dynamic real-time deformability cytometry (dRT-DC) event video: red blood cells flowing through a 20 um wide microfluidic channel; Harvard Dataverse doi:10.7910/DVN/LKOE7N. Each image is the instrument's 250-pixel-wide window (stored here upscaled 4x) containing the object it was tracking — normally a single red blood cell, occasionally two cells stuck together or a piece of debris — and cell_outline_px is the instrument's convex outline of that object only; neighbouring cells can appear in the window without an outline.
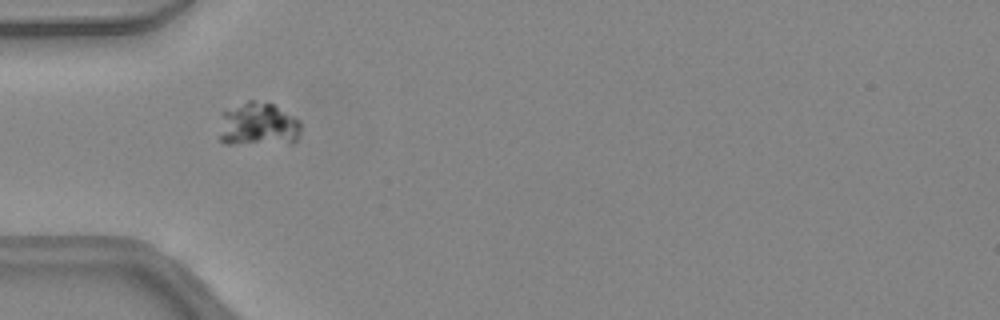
{"species": "common noctule bat (a hibernating species)", "species_latin": "Nyctalus noctula", "temperature_condition": "warm", "stored_images_in_passage": 29, "camera_frame_rate_fps": 3000, "um_per_image_px": 0.085, "animal": {"sex": "female", "body_mass_g": 24.6, "forearm_length_mm": 56.2}, "frame": {"image": 1, "passage_image": 2, "time_ms": 0.333, "image_size_px": [1000, 320], "cell_outline_px": [[300, 136], [292, 144], [224, 144], [220, 140], [220, 112], [248, 100], [268, 100], [300, 120]], "centroid_in_image_um": [21.95, 10.57], "position_along_channel_um": 63.0, "area_um2": 21.62}}
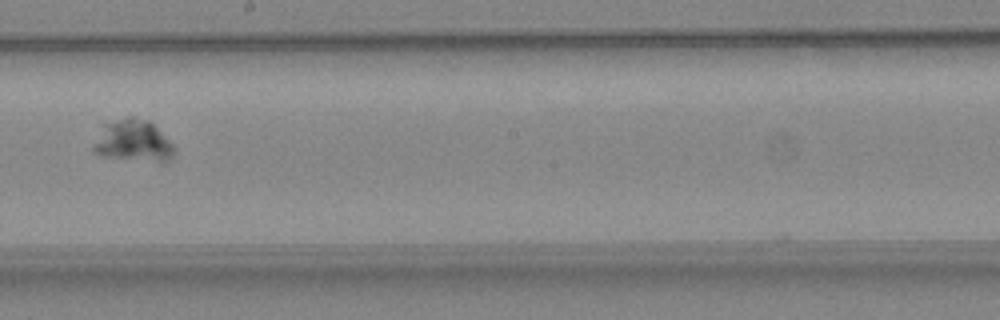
{"frame": {"image": 2, "passage_image": 14, "time_ms": 4.333, "image_size_px": [1000, 320], "cell_outline_px": [[176, 152], [164, 164], [160, 164], [100, 156], [92, 152], [92, 148], [104, 124], [128, 116], [132, 116], [148, 120], [172, 144]], "centroid_in_image_um": [11.33, 12.03], "position_along_channel_um": 236.9, "area_um2": 19.94}}
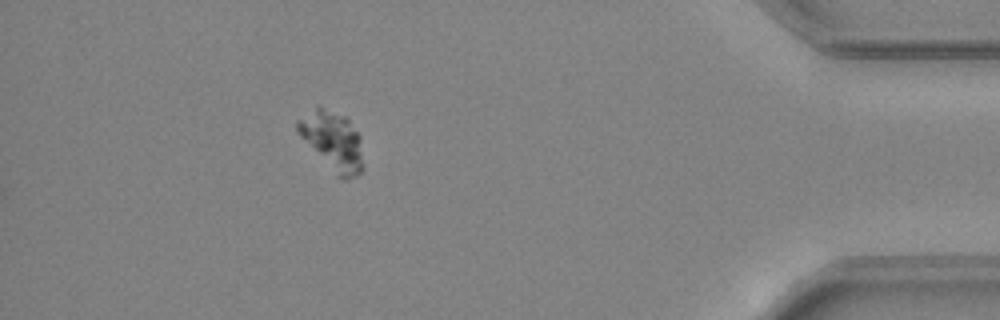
{"frame": {"image": 3, "passage_image": 29, "time_ms": 9.333, "image_size_px": [1000, 320], "cell_outline_px": [[364, 168], [356, 176], [340, 180], [336, 176], [296, 132], [296, 120], [316, 104], [320, 104], [344, 116], [348, 120], [360, 136], [364, 164]], "centroid_in_image_um": [28.24, 11.95], "position_along_channel_um": 407.0, "area_um2": 23.06}}